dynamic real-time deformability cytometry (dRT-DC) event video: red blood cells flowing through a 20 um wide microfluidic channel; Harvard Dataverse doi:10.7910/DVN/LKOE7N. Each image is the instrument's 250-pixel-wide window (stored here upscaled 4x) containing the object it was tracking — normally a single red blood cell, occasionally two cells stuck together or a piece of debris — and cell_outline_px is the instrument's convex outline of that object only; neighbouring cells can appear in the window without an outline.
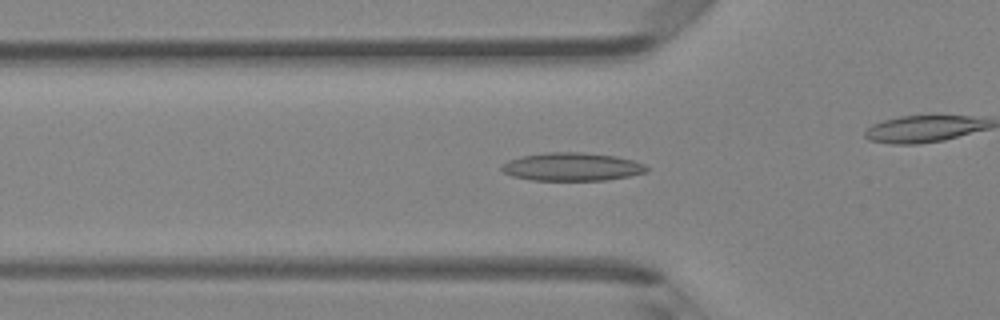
{"species": "Egyptian fruit bat (a non-hibernating species)", "species_latin": "Rousettus aegyptiacus", "temperature_condition": "room temperature", "stored_images_in_passage": 39, "camera_frame_rate_fps": 3000, "um_per_image_px": 0.085, "animal": {"sex": "female"}, "frame": {"image": 1, "passage_image": 16, "time_ms": 5.0, "image_size_px": [1000, 320], "cell_outline_px": [[648, 172], [608, 180], [532, 180], [512, 176], [504, 172], [500, 168], [500, 164], [508, 160], [520, 156], [548, 152], [580, 152], [616, 156], [632, 160], [644, 164], [648, 168]], "centroid_in_image_um": [48.59, 14.17], "position_along_channel_um": 77.2, "area_um2": 23.87}}
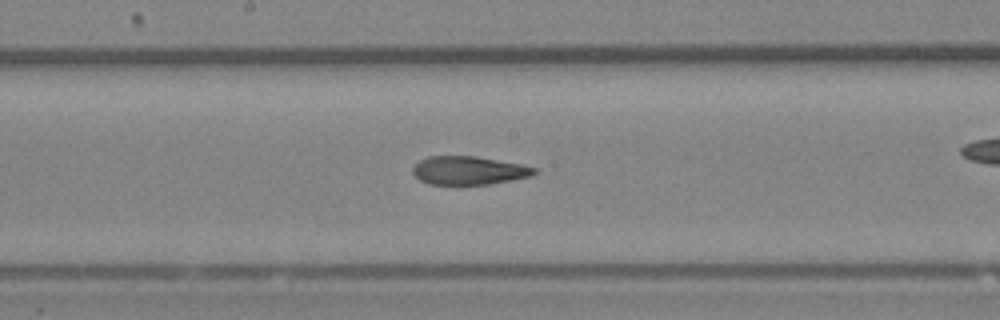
{"frame": {"image": 2, "passage_image": 25, "time_ms": 8.0, "image_size_px": [1000, 320], "cell_outline_px": [[536, 172], [532, 176], [512, 180], [488, 184], [428, 184], [420, 180], [412, 172], [412, 168], [420, 160], [428, 156], [476, 156], [520, 164], [536, 168]], "centroid_in_image_um": [39.83, 14.49], "position_along_channel_um": 208.4, "area_um2": 20.0}}
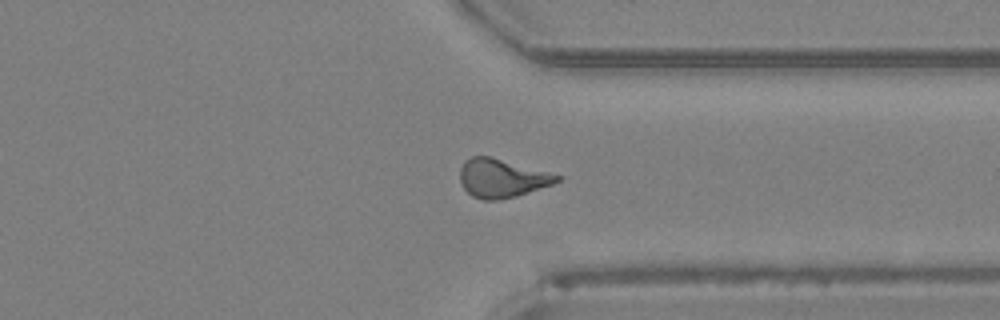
{"frame": {"image": 3, "passage_image": 36, "time_ms": 11.667, "image_size_px": [1000, 320], "cell_outline_px": [[560, 180], [552, 184], [516, 196], [500, 200], [484, 200], [472, 196], [464, 188], [460, 180], [460, 168], [464, 160], [472, 156], [492, 156], [548, 172], [560, 176]], "centroid_in_image_um": [42.61, 15.14], "position_along_channel_um": 368.8, "area_um2": 21.68}, "authors_computed_cell_mechanics": {"area_um2": 21.675, "velocity_mm_per_s": 4.3853, "shape_relaxation_time_tau1_ms": null, "shape_relaxation_time_tau2_ms": 2.7201, "deformation_change_tau1": null, "deformation_change_tau2": 0.1094}}